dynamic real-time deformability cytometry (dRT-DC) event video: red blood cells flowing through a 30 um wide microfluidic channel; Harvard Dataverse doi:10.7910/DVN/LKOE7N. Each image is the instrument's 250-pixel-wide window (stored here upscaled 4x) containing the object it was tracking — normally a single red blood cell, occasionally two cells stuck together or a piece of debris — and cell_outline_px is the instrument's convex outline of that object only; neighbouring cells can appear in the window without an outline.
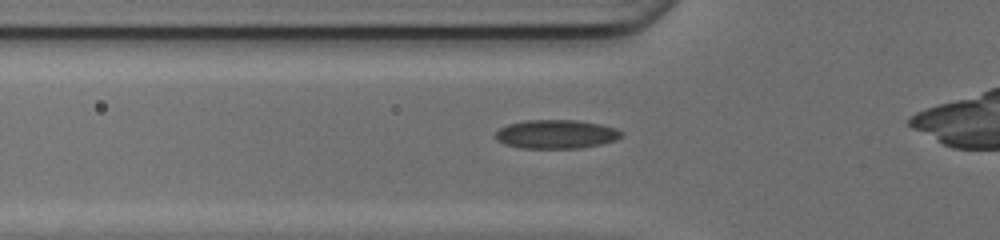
{"species": "common noctule bat (a hibernating species)", "species_latin": "Nyctalus noctula", "temperature_condition": "cold", "stored_images_in_passage": 32, "camera_frame_rate_fps": 3000, "um_per_image_px": 0.085, "animal": {"sex": "female", "body_mass_g": 17.0, "forearm_length_mm": 48.0}, "frame": {"image": 1, "passage_image": 9, "time_ms": 2.667, "image_size_px": [1000, 240], "cell_outline_px": [[624, 132], [616, 140], [600, 144], [580, 148], [520, 148], [504, 144], [496, 140], [496, 132], [500, 128], [508, 124], [524, 120], [576, 120], [600, 124], [616, 128]], "centroid_in_image_um": [47.26, 11.4], "position_along_channel_um": 78.5, "area_um2": 21.15}}
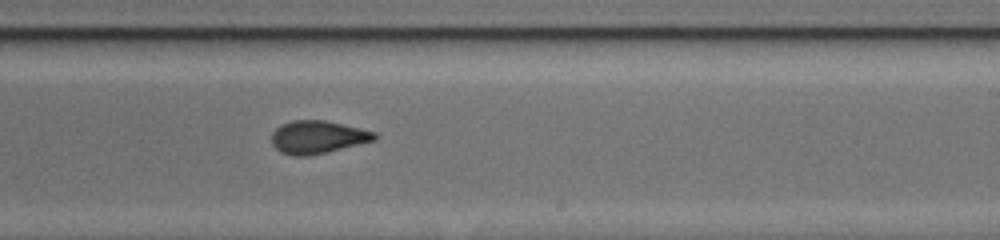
{"frame": {"image": 2, "passage_image": 22, "time_ms": 7.0, "image_size_px": [1000, 240], "cell_outline_px": [[376, 140], [328, 152], [308, 156], [292, 156], [280, 152], [272, 144], [272, 132], [280, 124], [292, 120], [324, 120], [360, 128], [376, 132]], "centroid_in_image_um": [26.98, 11.66], "position_along_channel_um": 262.0, "area_um2": 19.83}}
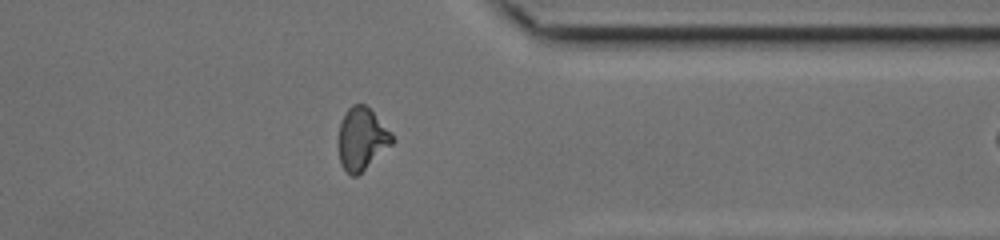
{"frame": {"image": 3, "passage_image": 31, "time_ms": 10.0, "image_size_px": [1000, 240], "cell_outline_px": [[392, 144], [356, 176], [352, 176], [344, 168], [340, 160], [336, 144], [336, 140], [340, 124], [344, 112], [352, 104], [364, 104], [392, 132]], "centroid_in_image_um": [30.7, 11.78], "position_along_channel_um": 380.7, "area_um2": 19.42}}